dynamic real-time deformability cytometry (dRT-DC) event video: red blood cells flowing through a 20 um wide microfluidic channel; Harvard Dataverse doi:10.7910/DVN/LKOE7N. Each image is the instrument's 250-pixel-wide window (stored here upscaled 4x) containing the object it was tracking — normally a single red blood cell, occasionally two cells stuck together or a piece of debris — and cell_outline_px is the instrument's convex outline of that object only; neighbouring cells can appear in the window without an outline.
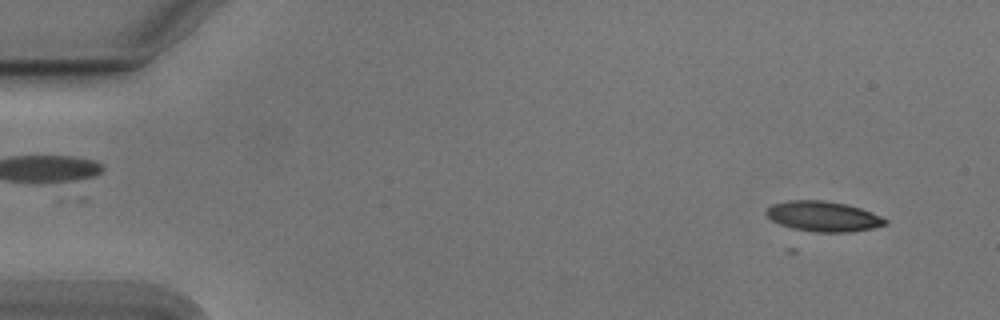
{"species": "Egyptian fruit bat (a non-hibernating species)", "species_latin": "Rousettus aegyptiacus", "temperature_condition": "cold", "stored_images_in_passage": 12, "camera_frame_rate_fps": 3000, "um_per_image_px": 0.085, "animal": {"sex": "male"}, "frame": {"image": 1, "passage_image": 1, "time_ms": 0.0, "image_size_px": [1000, 320], "cell_outline_px": [[888, 224], [872, 228], [848, 232], [816, 232], [792, 228], [780, 224], [772, 220], [764, 212], [772, 204], [788, 200], [824, 200], [848, 204], [872, 212], [888, 220]], "centroid_in_image_um": [69.98, 18.38], "position_along_channel_um": 15.0, "area_um2": 20.98}}
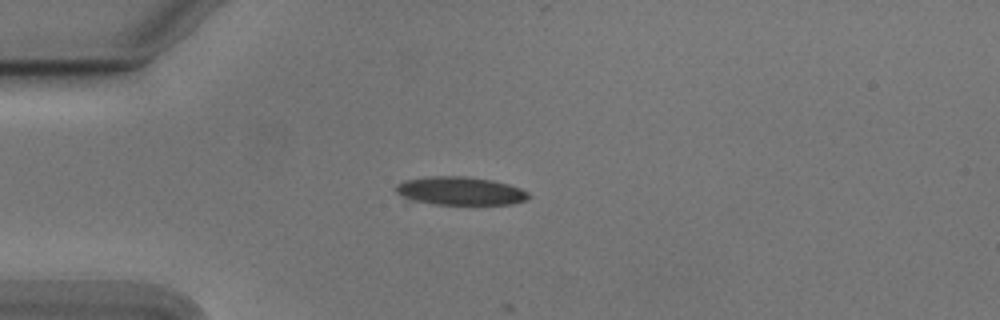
{"frame": {"image": 2, "passage_image": 11, "time_ms": 3.333, "image_size_px": [1000, 320], "cell_outline_px": [[532, 196], [528, 200], [512, 204], [404, 204], [396, 192], [396, 184], [404, 180], [428, 176], [464, 176], [492, 180], [508, 184], [520, 188], [528, 192]], "centroid_in_image_um": [38.98, 16.26], "position_along_channel_um": 46.0, "area_um2": 22.77}}